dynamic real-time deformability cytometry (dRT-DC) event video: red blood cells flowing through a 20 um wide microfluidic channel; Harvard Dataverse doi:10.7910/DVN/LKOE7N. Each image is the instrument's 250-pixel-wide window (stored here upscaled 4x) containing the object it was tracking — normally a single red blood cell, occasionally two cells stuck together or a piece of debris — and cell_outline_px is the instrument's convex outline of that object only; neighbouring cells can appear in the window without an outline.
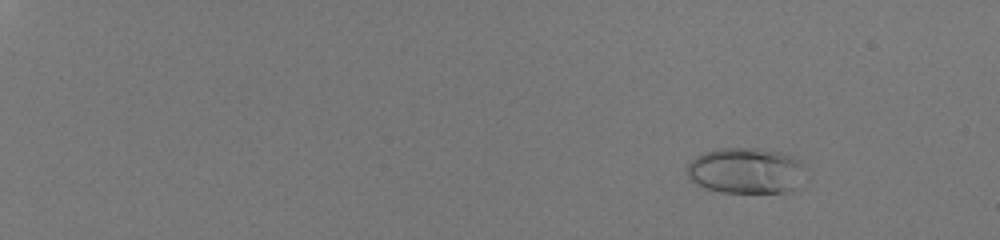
{"species": "human", "species_latin": "Homo sapiens", "temperature_condition": "room temperature", "stored_images_in_passage": 57, "camera_frame_rate_fps": 3000, "um_per_image_px": 0.085, "donor": {"sex": "male"}, "frame": {"image": 1, "passage_image": 9, "time_ms": 2.667, "image_size_px": [1000, 240], "cell_outline_px": [[808, 164], [792, 188], [784, 192], [720, 192], [696, 184], [688, 176], [688, 164], [696, 156], [704, 152], [716, 148], [752, 148], [780, 152], [792, 156]], "centroid_in_image_um": [63.38, 14.48], "position_along_channel_um": 21.6, "area_um2": 31.27}}
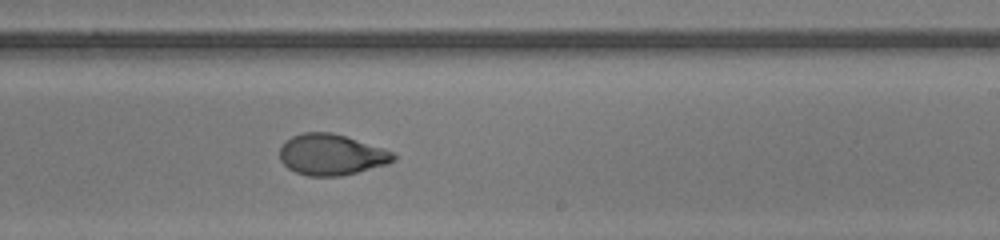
{"frame": {"image": 2, "passage_image": 41, "time_ms": 13.333, "image_size_px": [1000, 240], "cell_outline_px": [[396, 160], [388, 164], [340, 176], [308, 176], [296, 172], [288, 168], [280, 160], [280, 148], [284, 140], [292, 136], [304, 132], [332, 132], [384, 148], [392, 152], [396, 156]], "centroid_in_image_um": [28.16, 13.14], "position_along_channel_um": 260.8, "area_um2": 27.22}}
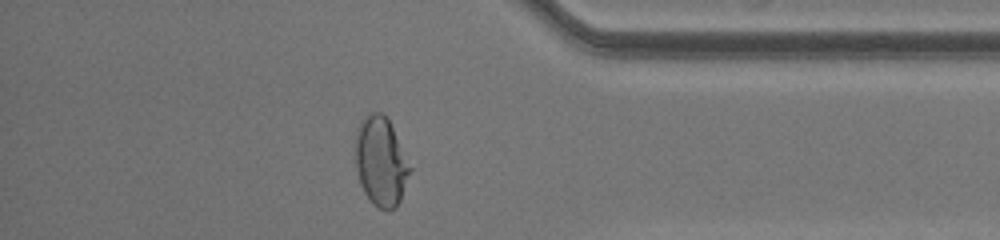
{"frame": {"image": 3, "passage_image": 52, "time_ms": 17.0, "image_size_px": [1000, 240], "cell_outline_px": [[412, 168], [400, 200], [396, 208], [380, 208], [372, 204], [364, 192], [360, 184], [356, 168], [356, 128], [360, 120], [368, 112], [380, 112], [388, 120]], "centroid_in_image_um": [32.36, 13.72], "position_along_channel_um": 402.8, "area_um2": 28.09}, "authors_computed_cell_mechanics": {"area_um2": 28.1486, "velocity_mm_per_s": 4.1165, "shape_relaxation_time_tau1_ms": null, "shape_relaxation_time_tau2_ms": 1.2935, "deformation_change_tau1": null, "deformation_change_tau2": 0.0416}}